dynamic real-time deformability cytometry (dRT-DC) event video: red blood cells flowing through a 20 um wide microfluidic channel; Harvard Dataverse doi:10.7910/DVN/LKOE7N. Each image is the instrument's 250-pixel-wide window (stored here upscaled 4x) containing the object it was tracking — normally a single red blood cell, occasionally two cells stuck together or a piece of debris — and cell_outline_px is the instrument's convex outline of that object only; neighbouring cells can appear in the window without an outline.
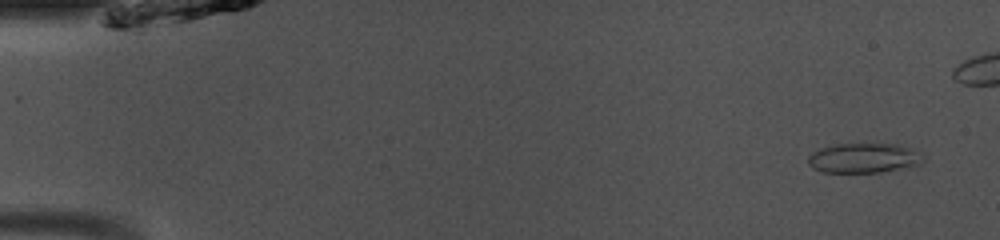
{"species": "common noctule bat (a hibernating species)", "species_latin": "Nyctalus noctula", "temperature_condition": "room temperature", "stored_images_in_passage": 44, "camera_frame_rate_fps": 3000, "um_per_image_px": 0.085, "animal": {"sex": "male", "body_mass_g": 13.0, "forearm_length_mm": 53.1}, "frame": {"image": 1, "passage_image": 3, "time_ms": 0.667, "image_size_px": [1000, 240], "cell_outline_px": [[924, 160], [920, 164], [880, 172], [820, 172], [812, 168], [808, 164], [808, 156], [812, 152], [820, 148], [836, 144], [896, 144], [912, 148], [920, 152], [924, 156]], "centroid_in_image_um": [73.41, 13.43], "position_along_channel_um": 11.6, "area_um2": 20.0}}
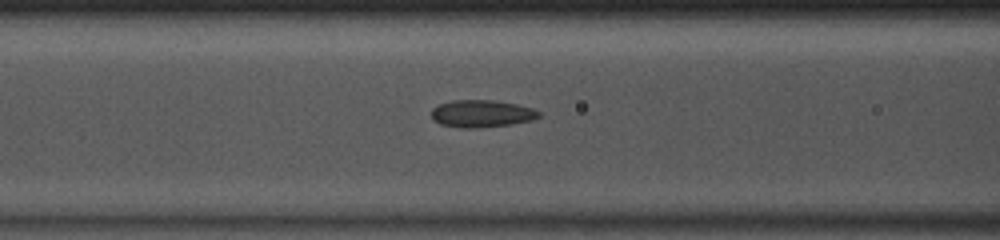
{"frame": {"image": 2, "passage_image": 20, "time_ms": 6.333, "image_size_px": [1000, 240], "cell_outline_px": [[540, 116], [532, 120], [512, 124], [476, 128], [460, 128], [440, 124], [432, 120], [432, 108], [440, 104], [452, 100], [496, 100], [516, 104], [532, 108], [540, 112]], "centroid_in_image_um": [40.93, 9.66], "position_along_channel_um": 125.7, "area_um2": 17.17}}
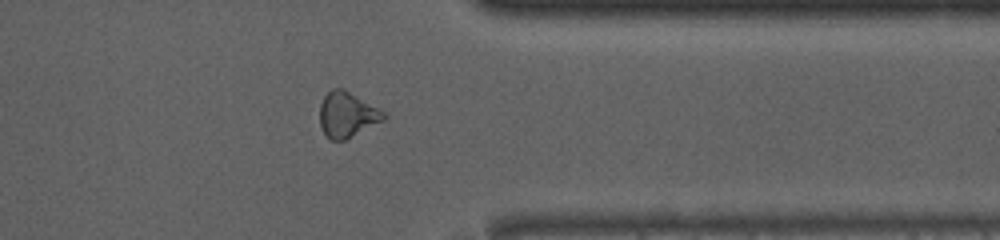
{"frame": {"image": 3, "passage_image": 39, "time_ms": 12.667, "image_size_px": [1000, 240], "cell_outline_px": [[388, 116], [384, 120], [344, 140], [332, 140], [324, 132], [320, 124], [320, 104], [324, 96], [332, 88], [344, 88], [384, 112]], "centroid_in_image_um": [29.5, 9.72], "position_along_channel_um": 381.9, "area_um2": 16.65}}